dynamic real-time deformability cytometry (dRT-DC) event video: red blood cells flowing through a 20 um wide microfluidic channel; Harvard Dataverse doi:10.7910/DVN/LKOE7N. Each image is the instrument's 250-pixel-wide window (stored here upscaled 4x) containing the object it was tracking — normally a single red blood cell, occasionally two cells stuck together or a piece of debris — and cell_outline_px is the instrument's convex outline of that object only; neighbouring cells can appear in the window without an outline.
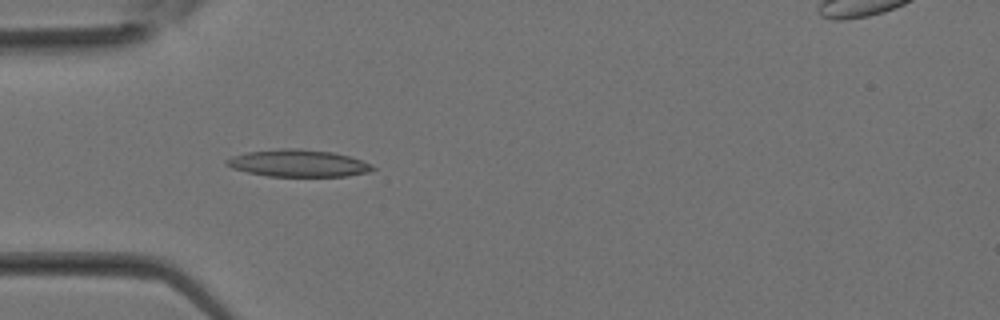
{"species": "Egyptian fruit bat (a non-hibernating species)", "species_latin": "Rousettus aegyptiacus", "temperature_condition": "room temperature", "stored_images_in_passage": 29, "segment_of_instrument_passage": [1, 2], "camera_frame_rate_fps": 3000, "um_per_image_px": 0.085, "animal": {"sex": "female"}, "frame": {"image": 1, "passage_image": 5, "time_ms": 1.333, "image_size_px": [1000, 320], "cell_outline_px": [[376, 168], [368, 172], [348, 176], [268, 176], [248, 172], [232, 168], [224, 164], [224, 160], [232, 156], [248, 152], [280, 148], [300, 148], [332, 152], [348, 156], [372, 164]], "centroid_in_image_um": [25.33, 13.87], "position_along_channel_um": 59.7, "area_um2": 23.06}}
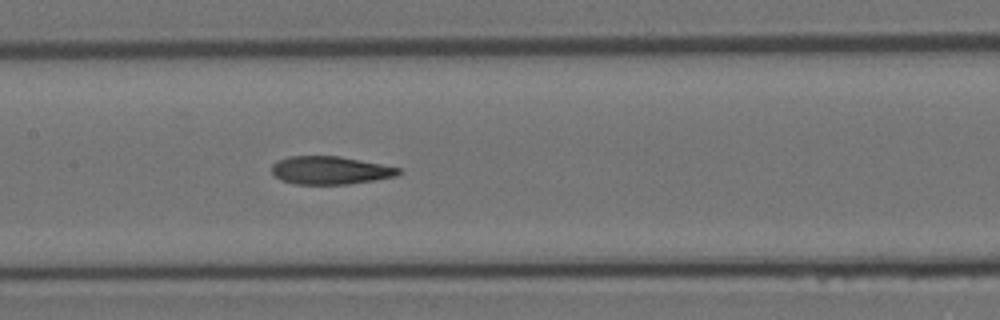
{"frame": {"image": 2, "passage_image": 11, "time_ms": 3.333, "image_size_px": [1000, 320], "cell_outline_px": [[404, 172], [396, 176], [376, 180], [348, 184], [296, 184], [280, 180], [272, 176], [272, 164], [288, 156], [340, 156], [400, 168]], "centroid_in_image_um": [28.06, 14.48], "position_along_channel_um": 179.3, "area_um2": 20.81}}
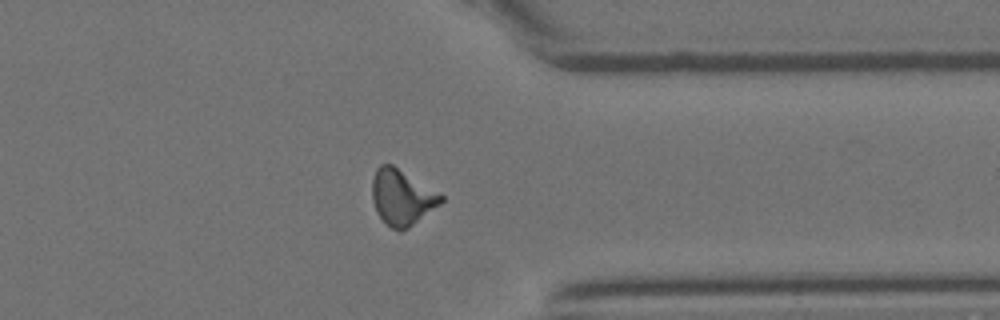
{"frame": {"image": 3, "passage_image": 21, "time_ms": 6.667, "image_size_px": [1000, 320], "cell_outline_px": [[444, 200], [440, 204], [408, 228], [400, 232], [392, 228], [376, 212], [372, 200], [372, 180], [376, 168], [380, 164], [392, 164], [444, 196]], "centroid_in_image_um": [34.14, 16.76], "position_along_channel_um": 377.3, "area_um2": 22.08}}